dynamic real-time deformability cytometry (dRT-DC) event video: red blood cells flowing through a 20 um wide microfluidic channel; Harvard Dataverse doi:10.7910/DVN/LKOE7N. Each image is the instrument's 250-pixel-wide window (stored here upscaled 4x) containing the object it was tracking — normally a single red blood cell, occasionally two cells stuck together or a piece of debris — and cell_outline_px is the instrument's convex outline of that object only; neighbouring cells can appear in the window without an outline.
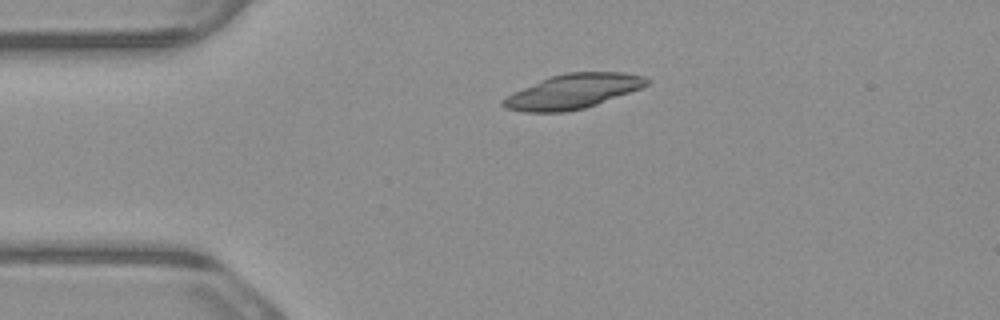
{"species": "common noctule bat (a hibernating species)", "species_latin": "Nyctalus noctula", "temperature_condition": "warm", "stored_images_in_passage": 2, "camera_frame_rate_fps": 3000, "um_per_image_px": 0.085, "animal": {"sex": "male", "body_mass_g": 23.1, "forearm_length_mm": 52.7}, "frame": {"image": 1, "passage_image": 1, "time_ms": 0.0, "image_size_px": [1000, 320], "cell_outline_px": [[652, 80], [648, 84], [640, 88], [596, 104], [584, 108], [564, 112], [524, 112], [504, 108], [500, 104], [500, 100], [512, 92], [548, 76], [568, 72], [624, 72], [644, 76]], "centroid_in_image_um": [48.64, 7.76], "position_along_channel_um": 36.4, "area_um2": 29.07}}